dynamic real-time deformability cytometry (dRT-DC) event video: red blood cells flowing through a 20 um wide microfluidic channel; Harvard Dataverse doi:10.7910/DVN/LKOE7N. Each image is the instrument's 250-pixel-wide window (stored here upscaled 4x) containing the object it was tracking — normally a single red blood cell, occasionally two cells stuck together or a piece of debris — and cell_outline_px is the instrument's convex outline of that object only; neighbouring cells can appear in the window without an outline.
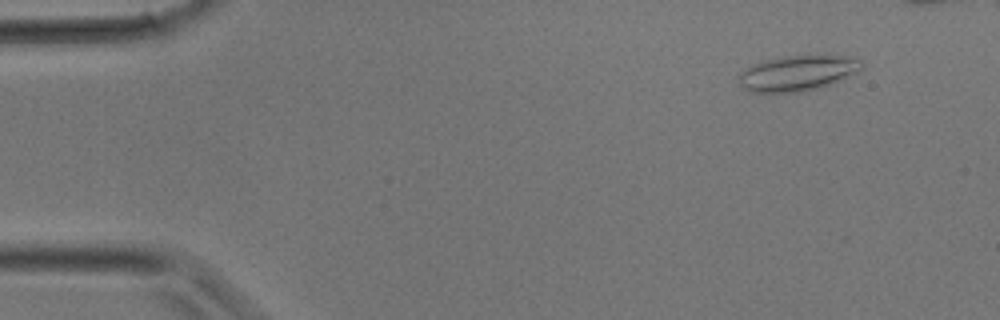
{"species": "common noctule bat (a hibernating species)", "species_latin": "Nyctalus noctula", "temperature_condition": "room temperature", "stored_images_in_passage": 30, "camera_frame_rate_fps": 3000, "um_per_image_px": 0.085, "animal": {"sex": "male", "body_mass_g": 17.9}, "frame": {"image": 1, "passage_image": 3, "time_ms": 0.667, "image_size_px": [1000, 320], "cell_outline_px": [[864, 68], [832, 84], [816, 88], [796, 92], [748, 92], [740, 84], [736, 76], [740, 72], [752, 64], [764, 60], [784, 56], [848, 56], [864, 60]], "centroid_in_image_um": [67.78, 6.21], "position_along_channel_um": 17.2, "area_um2": 25.43}}
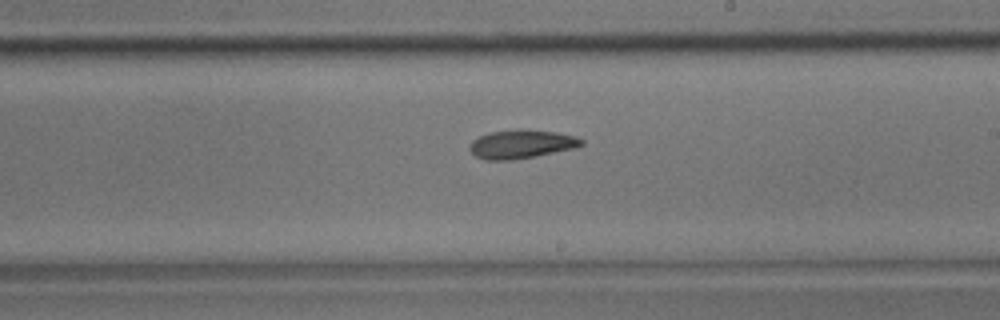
{"frame": {"image": 2, "passage_image": 19, "time_ms": 6.0, "image_size_px": [1000, 320], "cell_outline_px": [[584, 144], [572, 148], [536, 156], [512, 160], [484, 160], [476, 156], [468, 148], [472, 140], [488, 132], [516, 128], [520, 128], [556, 132], [572, 136], [584, 140]], "centroid_in_image_um": [44.26, 12.24], "position_along_channel_um": 244.7, "area_um2": 18.73}}
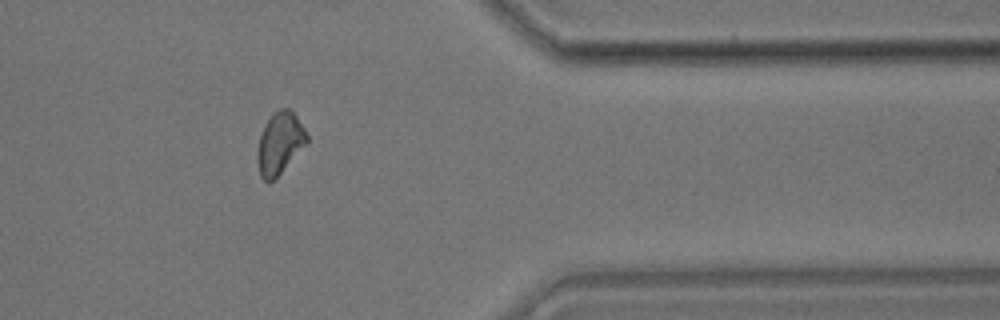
{"frame": {"image": 3, "passage_image": 27, "time_ms": 8.667, "image_size_px": [1000, 320], "cell_outline_px": [[308, 144], [268, 184], [260, 176], [256, 160], [256, 152], [260, 136], [264, 124], [272, 112], [280, 108], [292, 108], [304, 128], [308, 136]], "centroid_in_image_um": [23.77, 12.13], "position_along_channel_um": 387.6, "area_um2": 18.15}}